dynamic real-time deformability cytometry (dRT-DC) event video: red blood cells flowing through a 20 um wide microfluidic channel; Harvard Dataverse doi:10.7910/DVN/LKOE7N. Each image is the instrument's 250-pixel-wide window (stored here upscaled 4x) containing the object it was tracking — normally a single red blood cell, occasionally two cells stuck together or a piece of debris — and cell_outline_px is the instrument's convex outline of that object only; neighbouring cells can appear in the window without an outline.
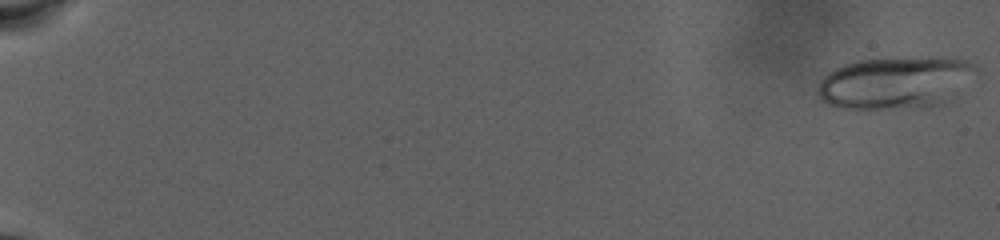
{"species": "human", "species_latin": "Homo sapiens", "temperature_condition": "warm", "stored_images_in_passage": 83, "camera_frame_rate_fps": 3000, "um_per_image_px": 0.085, "donor": {"sex": "male"}, "frame": {"image": 1, "passage_image": 1, "time_ms": 0.0, "image_size_px": [1000, 240], "cell_outline_px": [[976, 68], [944, 104], [928, 108], [856, 112], [840, 108], [828, 104], [820, 96], [820, 80], [828, 72], [844, 64], [856, 60], [936, 56], [956, 56], [968, 60], [976, 64]], "centroid_in_image_um": [76.07, 7.06], "position_along_channel_um": 8.9, "area_um2": 49.19}}
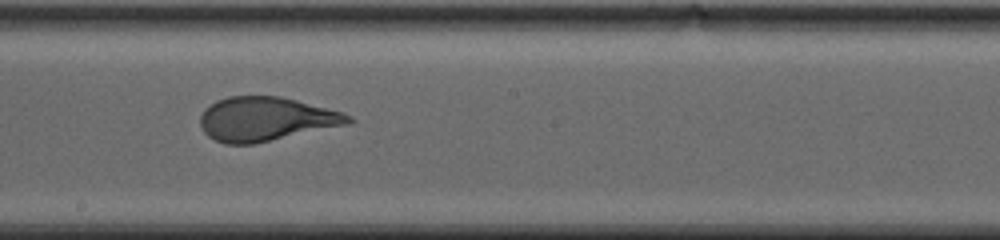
{"frame": {"image": 2, "passage_image": 51, "time_ms": 16.667, "image_size_px": [1000, 240], "cell_outline_px": [[356, 120], [344, 124], [252, 144], [224, 144], [208, 136], [204, 132], [200, 124], [200, 116], [204, 108], [216, 100], [228, 96], [280, 96], [344, 112], [352, 116]], "centroid_in_image_um": [22.55, 10.1], "position_along_channel_um": 225.7, "area_um2": 37.63}}
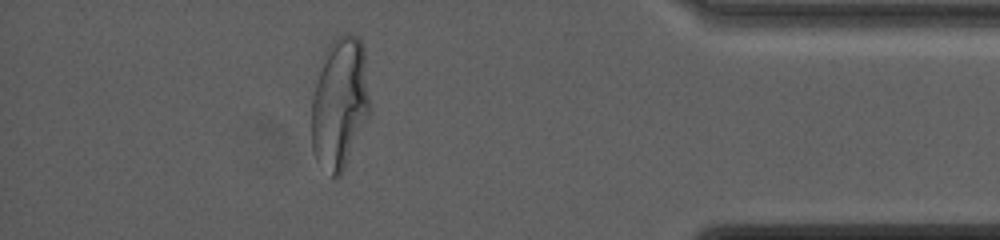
{"frame": {"image": 3, "passage_image": 75, "time_ms": 24.667, "image_size_px": [1000, 240], "cell_outline_px": [[372, 112], [340, 176], [336, 180], [316, 160], [312, 152], [312, 96], [316, 80], [324, 52], [328, 44], [336, 36], [344, 32], [352, 32], [360, 40], [364, 48], [372, 108]], "centroid_in_image_um": [28.91, 8.73], "position_along_channel_um": 406.3, "area_um2": 45.78}, "authors_computed_cell_mechanics": {"area_um2": 42.9454, "velocity_mm_per_s": 2.6323, "shape_relaxation_time_tau1_ms": 9.5882, "shape_relaxation_time_tau2_ms": null, "deformation_change_tau1": 0.2869, "deformation_change_tau2": null}}